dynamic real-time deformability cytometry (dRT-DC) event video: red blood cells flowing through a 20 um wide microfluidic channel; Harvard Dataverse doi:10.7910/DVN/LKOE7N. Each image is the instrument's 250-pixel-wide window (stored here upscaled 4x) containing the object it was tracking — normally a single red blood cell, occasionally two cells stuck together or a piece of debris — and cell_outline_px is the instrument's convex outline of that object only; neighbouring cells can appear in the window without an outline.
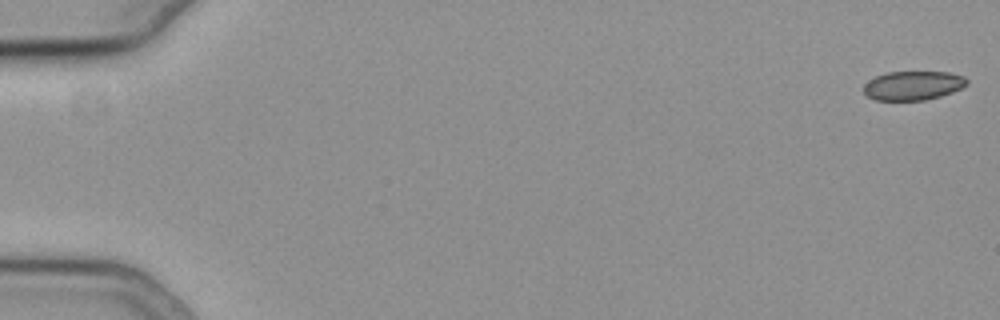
{"species": "common noctule bat (a hibernating species)", "species_latin": "Nyctalus noctula", "temperature_condition": "cold", "stored_images_in_passage": 11, "camera_frame_rate_fps": 3000, "um_per_image_px": 0.085, "animal": {"sex": "female", "body_mass_g": 19.3, "forearm_length_mm": 54.1}, "frame": {"image": 1, "passage_image": 1, "time_ms": 0.0, "image_size_px": [1000, 320], "cell_outline_px": [[968, 84], [952, 92], [940, 96], [924, 100], [876, 100], [868, 96], [864, 92], [864, 84], [868, 80], [876, 76], [888, 72], [948, 72], [964, 76], [968, 80]], "centroid_in_image_um": [77.61, 7.26], "position_along_channel_um": 7.4, "area_um2": 17.4}}